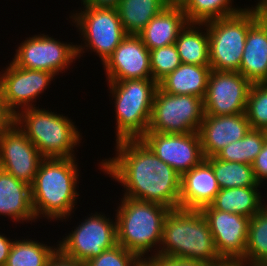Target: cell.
I'll use <instances>...</instances> for the list:
<instances>
[{"instance_id":"6da1fadb","label":"cell","mask_w":267,"mask_h":266,"mask_svg":"<svg viewBox=\"0 0 267 266\" xmlns=\"http://www.w3.org/2000/svg\"><path fill=\"white\" fill-rule=\"evenodd\" d=\"M115 143V156L102 159L98 167L122 184L123 197L179 209L181 176L141 139Z\"/></svg>"},{"instance_id":"7a4b0ae2","label":"cell","mask_w":267,"mask_h":266,"mask_svg":"<svg viewBox=\"0 0 267 266\" xmlns=\"http://www.w3.org/2000/svg\"><path fill=\"white\" fill-rule=\"evenodd\" d=\"M76 158H44L40 163L31 185L36 221L45 218L66 222L72 218L80 194L77 186L81 175Z\"/></svg>"},{"instance_id":"3957f363","label":"cell","mask_w":267,"mask_h":266,"mask_svg":"<svg viewBox=\"0 0 267 266\" xmlns=\"http://www.w3.org/2000/svg\"><path fill=\"white\" fill-rule=\"evenodd\" d=\"M157 255L211 264L221 258L200 210L173 209L166 215Z\"/></svg>"},{"instance_id":"277c9868","label":"cell","mask_w":267,"mask_h":266,"mask_svg":"<svg viewBox=\"0 0 267 266\" xmlns=\"http://www.w3.org/2000/svg\"><path fill=\"white\" fill-rule=\"evenodd\" d=\"M116 208L117 243L143 261L157 255L164 220L171 209L127 197H122Z\"/></svg>"},{"instance_id":"5b68a950","label":"cell","mask_w":267,"mask_h":266,"mask_svg":"<svg viewBox=\"0 0 267 266\" xmlns=\"http://www.w3.org/2000/svg\"><path fill=\"white\" fill-rule=\"evenodd\" d=\"M72 121L65 114L33 107L19 111L14 123L44 158H75L74 148L83 137Z\"/></svg>"},{"instance_id":"8992f818","label":"cell","mask_w":267,"mask_h":266,"mask_svg":"<svg viewBox=\"0 0 267 266\" xmlns=\"http://www.w3.org/2000/svg\"><path fill=\"white\" fill-rule=\"evenodd\" d=\"M114 99L116 142L140 139L147 131L158 83L153 79L107 82Z\"/></svg>"},{"instance_id":"52a82bcc","label":"cell","mask_w":267,"mask_h":266,"mask_svg":"<svg viewBox=\"0 0 267 266\" xmlns=\"http://www.w3.org/2000/svg\"><path fill=\"white\" fill-rule=\"evenodd\" d=\"M70 14L69 21L78 29L84 42L76 44L78 59L85 51H90L96 53L103 65L127 36L117 8L82 6Z\"/></svg>"},{"instance_id":"ba28073f","label":"cell","mask_w":267,"mask_h":266,"mask_svg":"<svg viewBox=\"0 0 267 266\" xmlns=\"http://www.w3.org/2000/svg\"><path fill=\"white\" fill-rule=\"evenodd\" d=\"M257 20L249 6L235 15L204 22L209 36L211 70L238 72L248 30Z\"/></svg>"},{"instance_id":"9c48e42d","label":"cell","mask_w":267,"mask_h":266,"mask_svg":"<svg viewBox=\"0 0 267 266\" xmlns=\"http://www.w3.org/2000/svg\"><path fill=\"white\" fill-rule=\"evenodd\" d=\"M204 116L202 98L194 95H172L158 87L148 131L173 134L198 132Z\"/></svg>"},{"instance_id":"30bf717a","label":"cell","mask_w":267,"mask_h":266,"mask_svg":"<svg viewBox=\"0 0 267 266\" xmlns=\"http://www.w3.org/2000/svg\"><path fill=\"white\" fill-rule=\"evenodd\" d=\"M90 214L74 231L56 242L58 251L65 257L86 263L118 244L116 218L113 220L102 212Z\"/></svg>"},{"instance_id":"8fae6325","label":"cell","mask_w":267,"mask_h":266,"mask_svg":"<svg viewBox=\"0 0 267 266\" xmlns=\"http://www.w3.org/2000/svg\"><path fill=\"white\" fill-rule=\"evenodd\" d=\"M23 41L18 44L11 61L21 68L48 71L57 76L69 70L78 59L73 42L65 43L44 33L29 36Z\"/></svg>"},{"instance_id":"7c38bea8","label":"cell","mask_w":267,"mask_h":266,"mask_svg":"<svg viewBox=\"0 0 267 266\" xmlns=\"http://www.w3.org/2000/svg\"><path fill=\"white\" fill-rule=\"evenodd\" d=\"M3 69L0 71L2 98L14 115L23 109L37 107L36 100L56 79L48 71L21 68L11 61Z\"/></svg>"},{"instance_id":"4fadbf2b","label":"cell","mask_w":267,"mask_h":266,"mask_svg":"<svg viewBox=\"0 0 267 266\" xmlns=\"http://www.w3.org/2000/svg\"><path fill=\"white\" fill-rule=\"evenodd\" d=\"M251 85L239 72L211 70L203 99L205 115L245 113Z\"/></svg>"},{"instance_id":"5bb4252c","label":"cell","mask_w":267,"mask_h":266,"mask_svg":"<svg viewBox=\"0 0 267 266\" xmlns=\"http://www.w3.org/2000/svg\"><path fill=\"white\" fill-rule=\"evenodd\" d=\"M140 139L180 176L205 159L198 132L173 134L147 131Z\"/></svg>"},{"instance_id":"9a60e30c","label":"cell","mask_w":267,"mask_h":266,"mask_svg":"<svg viewBox=\"0 0 267 266\" xmlns=\"http://www.w3.org/2000/svg\"><path fill=\"white\" fill-rule=\"evenodd\" d=\"M44 157L14 123L0 135V169L30 186Z\"/></svg>"},{"instance_id":"2e32d148","label":"cell","mask_w":267,"mask_h":266,"mask_svg":"<svg viewBox=\"0 0 267 266\" xmlns=\"http://www.w3.org/2000/svg\"><path fill=\"white\" fill-rule=\"evenodd\" d=\"M106 81L152 79L150 50L138 35L127 34L103 64Z\"/></svg>"},{"instance_id":"e0dca14e","label":"cell","mask_w":267,"mask_h":266,"mask_svg":"<svg viewBox=\"0 0 267 266\" xmlns=\"http://www.w3.org/2000/svg\"><path fill=\"white\" fill-rule=\"evenodd\" d=\"M207 219L218 255L243 258L250 219L236 213L218 211L211 205L200 210Z\"/></svg>"},{"instance_id":"ac0fdd59","label":"cell","mask_w":267,"mask_h":266,"mask_svg":"<svg viewBox=\"0 0 267 266\" xmlns=\"http://www.w3.org/2000/svg\"><path fill=\"white\" fill-rule=\"evenodd\" d=\"M250 129L246 113L205 115L198 130L204 158L215 156L228 144L241 140Z\"/></svg>"},{"instance_id":"d6986e66","label":"cell","mask_w":267,"mask_h":266,"mask_svg":"<svg viewBox=\"0 0 267 266\" xmlns=\"http://www.w3.org/2000/svg\"><path fill=\"white\" fill-rule=\"evenodd\" d=\"M219 190L213 168L204 159L181 176L179 208L201 210L214 201Z\"/></svg>"},{"instance_id":"ffe728a7","label":"cell","mask_w":267,"mask_h":266,"mask_svg":"<svg viewBox=\"0 0 267 266\" xmlns=\"http://www.w3.org/2000/svg\"><path fill=\"white\" fill-rule=\"evenodd\" d=\"M12 222H36L31 199V186L0 169V216Z\"/></svg>"},{"instance_id":"44dd1931","label":"cell","mask_w":267,"mask_h":266,"mask_svg":"<svg viewBox=\"0 0 267 266\" xmlns=\"http://www.w3.org/2000/svg\"><path fill=\"white\" fill-rule=\"evenodd\" d=\"M188 23L182 7H165L138 34L149 49L175 44L180 31Z\"/></svg>"},{"instance_id":"7402d4cb","label":"cell","mask_w":267,"mask_h":266,"mask_svg":"<svg viewBox=\"0 0 267 266\" xmlns=\"http://www.w3.org/2000/svg\"><path fill=\"white\" fill-rule=\"evenodd\" d=\"M238 72L251 83L267 80V28L258 19L248 30Z\"/></svg>"},{"instance_id":"603a6c76","label":"cell","mask_w":267,"mask_h":266,"mask_svg":"<svg viewBox=\"0 0 267 266\" xmlns=\"http://www.w3.org/2000/svg\"><path fill=\"white\" fill-rule=\"evenodd\" d=\"M210 72V66L181 63L158 83V87L172 95H194L204 99Z\"/></svg>"},{"instance_id":"cb8c5ba5","label":"cell","mask_w":267,"mask_h":266,"mask_svg":"<svg viewBox=\"0 0 267 266\" xmlns=\"http://www.w3.org/2000/svg\"><path fill=\"white\" fill-rule=\"evenodd\" d=\"M261 187L249 186L220 189L210 205L218 211L236 213L252 218L266 205L265 200L262 198L264 196L261 195Z\"/></svg>"},{"instance_id":"d4e9b609","label":"cell","mask_w":267,"mask_h":266,"mask_svg":"<svg viewBox=\"0 0 267 266\" xmlns=\"http://www.w3.org/2000/svg\"><path fill=\"white\" fill-rule=\"evenodd\" d=\"M175 45L182 63L210 66L209 36L205 23L188 22L180 31Z\"/></svg>"},{"instance_id":"484cf974","label":"cell","mask_w":267,"mask_h":266,"mask_svg":"<svg viewBox=\"0 0 267 266\" xmlns=\"http://www.w3.org/2000/svg\"><path fill=\"white\" fill-rule=\"evenodd\" d=\"M165 7L163 0H120L117 10L126 33L138 35Z\"/></svg>"},{"instance_id":"4316f807","label":"cell","mask_w":267,"mask_h":266,"mask_svg":"<svg viewBox=\"0 0 267 266\" xmlns=\"http://www.w3.org/2000/svg\"><path fill=\"white\" fill-rule=\"evenodd\" d=\"M25 239H14L5 266H47L58 251V244L48 246L43 241Z\"/></svg>"},{"instance_id":"83f0119b","label":"cell","mask_w":267,"mask_h":266,"mask_svg":"<svg viewBox=\"0 0 267 266\" xmlns=\"http://www.w3.org/2000/svg\"><path fill=\"white\" fill-rule=\"evenodd\" d=\"M205 160L212 166L220 189L261 186L250 164L222 161L216 156L207 157Z\"/></svg>"},{"instance_id":"f1b7e54d","label":"cell","mask_w":267,"mask_h":266,"mask_svg":"<svg viewBox=\"0 0 267 266\" xmlns=\"http://www.w3.org/2000/svg\"><path fill=\"white\" fill-rule=\"evenodd\" d=\"M242 259L246 266H265L267 263V203L250 219Z\"/></svg>"},{"instance_id":"f546056e","label":"cell","mask_w":267,"mask_h":266,"mask_svg":"<svg viewBox=\"0 0 267 266\" xmlns=\"http://www.w3.org/2000/svg\"><path fill=\"white\" fill-rule=\"evenodd\" d=\"M266 140L267 132L265 130L250 129L241 140L228 144L215 156L222 161L252 165Z\"/></svg>"},{"instance_id":"4dcf8cb0","label":"cell","mask_w":267,"mask_h":266,"mask_svg":"<svg viewBox=\"0 0 267 266\" xmlns=\"http://www.w3.org/2000/svg\"><path fill=\"white\" fill-rule=\"evenodd\" d=\"M233 2L234 0H187L182 8L188 22L204 23L235 15L244 9L239 6L236 8Z\"/></svg>"},{"instance_id":"1f68e13d","label":"cell","mask_w":267,"mask_h":266,"mask_svg":"<svg viewBox=\"0 0 267 266\" xmlns=\"http://www.w3.org/2000/svg\"><path fill=\"white\" fill-rule=\"evenodd\" d=\"M245 113L251 129L267 131V85L265 83H252Z\"/></svg>"},{"instance_id":"d6a6232c","label":"cell","mask_w":267,"mask_h":266,"mask_svg":"<svg viewBox=\"0 0 267 266\" xmlns=\"http://www.w3.org/2000/svg\"><path fill=\"white\" fill-rule=\"evenodd\" d=\"M181 63L175 44L150 50L152 79L157 83L173 72Z\"/></svg>"},{"instance_id":"836d02e7","label":"cell","mask_w":267,"mask_h":266,"mask_svg":"<svg viewBox=\"0 0 267 266\" xmlns=\"http://www.w3.org/2000/svg\"><path fill=\"white\" fill-rule=\"evenodd\" d=\"M86 266H144V261L135 253L117 244L104 250L99 256L85 263Z\"/></svg>"},{"instance_id":"e575fe53","label":"cell","mask_w":267,"mask_h":266,"mask_svg":"<svg viewBox=\"0 0 267 266\" xmlns=\"http://www.w3.org/2000/svg\"><path fill=\"white\" fill-rule=\"evenodd\" d=\"M144 266H208V264L194 260L174 259L153 255L145 259Z\"/></svg>"},{"instance_id":"d590c367","label":"cell","mask_w":267,"mask_h":266,"mask_svg":"<svg viewBox=\"0 0 267 266\" xmlns=\"http://www.w3.org/2000/svg\"><path fill=\"white\" fill-rule=\"evenodd\" d=\"M252 168L254 170V175L257 182L260 185L265 186L264 183L267 181V140L262 150L255 158V161L252 164Z\"/></svg>"},{"instance_id":"8d00e7d4","label":"cell","mask_w":267,"mask_h":266,"mask_svg":"<svg viewBox=\"0 0 267 266\" xmlns=\"http://www.w3.org/2000/svg\"><path fill=\"white\" fill-rule=\"evenodd\" d=\"M15 121V115L6 106L0 89V135L9 129Z\"/></svg>"},{"instance_id":"74e56055","label":"cell","mask_w":267,"mask_h":266,"mask_svg":"<svg viewBox=\"0 0 267 266\" xmlns=\"http://www.w3.org/2000/svg\"><path fill=\"white\" fill-rule=\"evenodd\" d=\"M47 266H86L85 263L65 257L59 251L50 259Z\"/></svg>"},{"instance_id":"f35d334b","label":"cell","mask_w":267,"mask_h":266,"mask_svg":"<svg viewBox=\"0 0 267 266\" xmlns=\"http://www.w3.org/2000/svg\"><path fill=\"white\" fill-rule=\"evenodd\" d=\"M14 239L0 232V266H5Z\"/></svg>"},{"instance_id":"ab89813d","label":"cell","mask_w":267,"mask_h":266,"mask_svg":"<svg viewBox=\"0 0 267 266\" xmlns=\"http://www.w3.org/2000/svg\"><path fill=\"white\" fill-rule=\"evenodd\" d=\"M254 10L257 19L267 28V0H257Z\"/></svg>"},{"instance_id":"60d3db41","label":"cell","mask_w":267,"mask_h":266,"mask_svg":"<svg viewBox=\"0 0 267 266\" xmlns=\"http://www.w3.org/2000/svg\"><path fill=\"white\" fill-rule=\"evenodd\" d=\"M120 0H81V6L117 8Z\"/></svg>"},{"instance_id":"b9f144b4","label":"cell","mask_w":267,"mask_h":266,"mask_svg":"<svg viewBox=\"0 0 267 266\" xmlns=\"http://www.w3.org/2000/svg\"><path fill=\"white\" fill-rule=\"evenodd\" d=\"M208 266H246L242 258L221 257Z\"/></svg>"},{"instance_id":"7bdbcfd3","label":"cell","mask_w":267,"mask_h":266,"mask_svg":"<svg viewBox=\"0 0 267 266\" xmlns=\"http://www.w3.org/2000/svg\"><path fill=\"white\" fill-rule=\"evenodd\" d=\"M187 0H163L166 6L170 7H183Z\"/></svg>"}]
</instances>
